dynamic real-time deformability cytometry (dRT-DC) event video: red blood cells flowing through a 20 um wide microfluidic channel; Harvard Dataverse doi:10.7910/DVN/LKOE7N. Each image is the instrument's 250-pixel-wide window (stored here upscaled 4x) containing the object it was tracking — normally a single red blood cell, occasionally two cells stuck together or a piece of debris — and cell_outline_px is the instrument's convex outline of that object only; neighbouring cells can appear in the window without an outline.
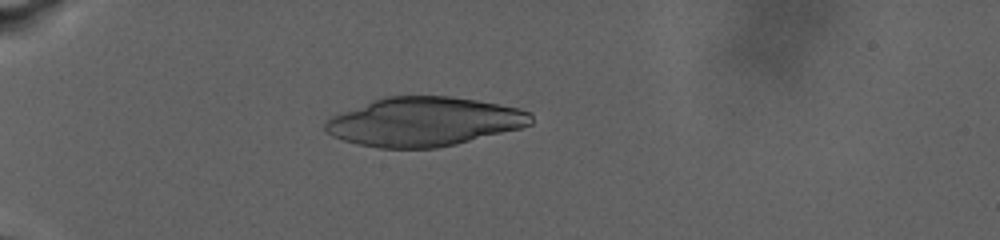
{"species": "human", "species_latin": "Homo sapiens", "temperature_condition": "warm", "stored_images_in_passage": 19, "camera_frame_rate_fps": 3000, "um_per_image_px": 0.085, "donor": {"sex": "male"}, "frame": {"image": 1, "passage_image": 1, "time_ms": 0.0, "image_size_px": [1000, 240], "cell_outline_px": [[532, 124], [520, 128], [456, 144], [436, 148], [380, 148], [360, 144], [344, 140], [332, 136], [324, 132], [324, 120], [332, 116], [372, 100], [388, 96], [448, 96], [476, 100], [500, 104], [520, 108], [532, 112]], "centroid_in_image_um": [36.04, 10.34], "position_along_channel_um": 49.0, "area_um2": 58.67}}
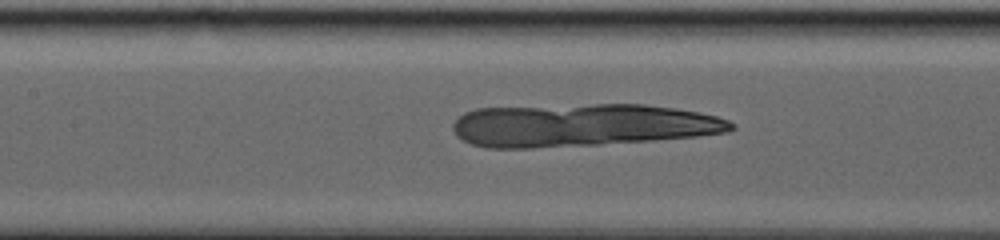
{"frame": {"image": 2, "passage_image": 9, "time_ms": 6.0, "image_size_px": [1000, 240], "cell_outline_px": [[736, 128], [728, 132], [696, 136], [600, 144], [532, 148], [488, 148], [472, 144], [456, 136], [452, 128], [452, 124], [464, 112], [476, 108], [592, 104], [644, 104], [676, 108], [716, 116], [728, 120], [736, 124]], "centroid_in_image_um": [49.44, 10.63], "position_along_channel_um": 158.0, "area_um2": 69.42}}
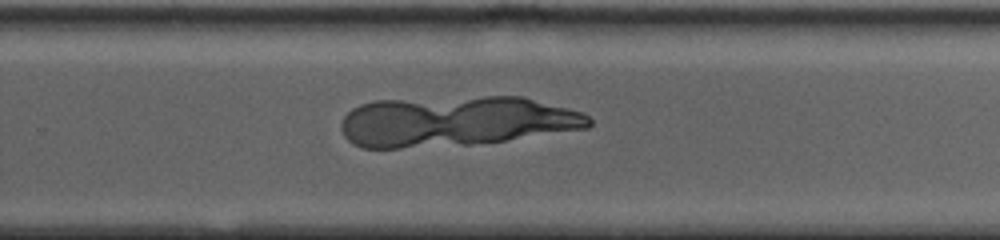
{"frame": {"image": 3, "passage_image": 16, "time_ms": 11.333, "image_size_px": [1000, 240], "cell_outline_px": [[592, 124], [588, 128], [504, 140], [472, 144], [400, 148], [364, 148], [352, 144], [344, 136], [340, 128], [340, 124], [344, 116], [352, 108], [360, 104], [376, 100], [484, 96], [524, 96], [584, 112], [592, 120]], "centroid_in_image_um": [38.72, 10.29], "position_along_channel_um": 291.1, "area_um2": 72.94}}